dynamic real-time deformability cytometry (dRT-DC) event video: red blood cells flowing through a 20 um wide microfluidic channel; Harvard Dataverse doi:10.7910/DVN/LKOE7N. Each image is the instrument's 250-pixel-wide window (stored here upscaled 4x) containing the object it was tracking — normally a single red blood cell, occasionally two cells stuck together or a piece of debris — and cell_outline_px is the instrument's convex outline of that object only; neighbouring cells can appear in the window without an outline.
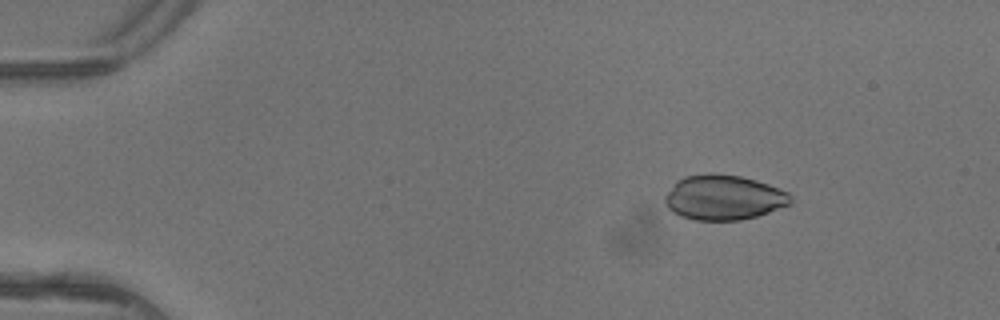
{"species": "common noctule bat (a hibernating species)", "species_latin": "Nyctalus noctula", "temperature_condition": "warm", "stored_images_in_passage": 4, "camera_frame_rate_fps": 3000, "um_per_image_px": 0.085, "animal": {"sex": "female"}, "frame": {"image": 1, "passage_image": 2, "time_ms": 0.333, "image_size_px": [1000, 320], "cell_outline_px": [[792, 204], [756, 216], [740, 220], [696, 220], [680, 216], [672, 212], [668, 208], [664, 200], [664, 196], [676, 180], [684, 176], [708, 172], [712, 172], [740, 176], [756, 180], [780, 188], [788, 192], [792, 196]], "centroid_in_image_um": [61.5, 16.77], "position_along_channel_um": 23.5, "area_um2": 33.29}}